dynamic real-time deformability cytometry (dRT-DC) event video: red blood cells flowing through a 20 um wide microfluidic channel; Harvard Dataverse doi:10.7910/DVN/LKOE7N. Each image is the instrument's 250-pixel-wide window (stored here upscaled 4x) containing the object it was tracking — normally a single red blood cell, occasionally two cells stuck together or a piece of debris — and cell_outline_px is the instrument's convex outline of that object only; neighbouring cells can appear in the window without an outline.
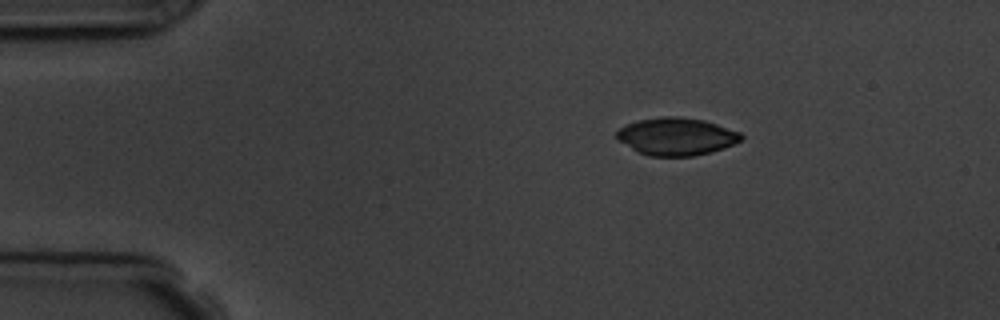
{"species": "common noctule bat (a hibernating species)", "species_latin": "Nyctalus noctula", "temperature_condition": "room temperature", "stored_images_in_passage": 3, "camera_frame_rate_fps": 3000, "um_per_image_px": 0.085, "animal": {"sex": "male", "body_mass_g": 19.5, "forearm_length_mm": 54.6}, "frame": {"image": 1, "passage_image": 1, "time_ms": 0.0, "image_size_px": [1000, 320], "cell_outline_px": [[744, 136], [740, 140], [724, 148], [712, 152], [692, 156], [648, 156], [616, 140], [616, 132], [620, 128], [636, 120], [660, 116], [680, 116], [704, 120], [740, 132]], "centroid_in_image_um": [57.48, 11.59], "position_along_channel_um": 27.5, "area_um2": 27.28}}
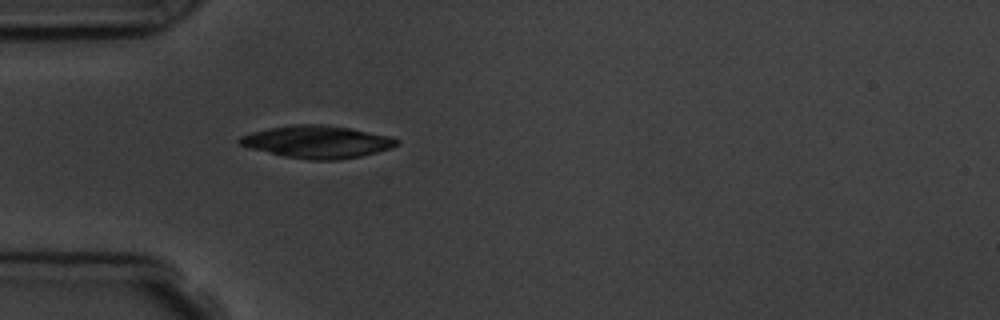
{"frame": {"image": 2, "passage_image": 3, "time_ms": 2.333, "image_size_px": [1000, 320], "cell_outline_px": [[400, 144], [376, 152], [360, 156], [340, 160], [308, 160], [284, 156], [248, 148], [240, 144], [236, 140], [240, 136], [252, 132], [268, 128], [292, 124], [320, 124], [352, 128], [392, 136], [400, 140]], "centroid_in_image_um": [26.96, 12.05], "position_along_channel_um": 58.0, "area_um2": 29.94}}